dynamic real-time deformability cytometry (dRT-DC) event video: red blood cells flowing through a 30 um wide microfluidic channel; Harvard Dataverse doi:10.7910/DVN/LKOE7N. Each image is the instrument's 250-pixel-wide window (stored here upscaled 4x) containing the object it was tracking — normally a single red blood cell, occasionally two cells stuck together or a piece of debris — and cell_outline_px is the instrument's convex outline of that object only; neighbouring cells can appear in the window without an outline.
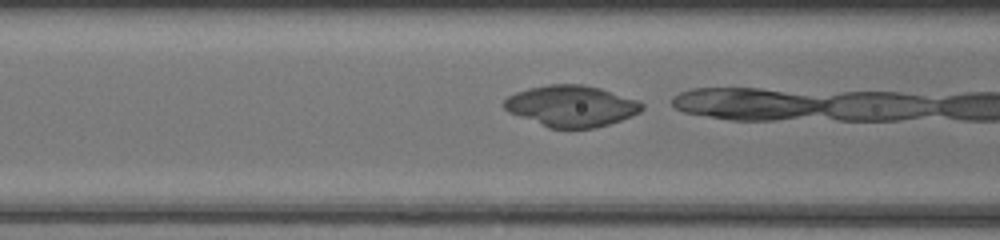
{"species": "common noctule bat (a hibernating species)", "species_latin": "Nyctalus noctula", "temperature_condition": "room temperature", "stored_images_in_passage": 19, "camera_frame_rate_fps": 3000, "um_per_image_px": 0.085, "animal": {"sex": "female", "body_mass_g": 20.0, "forearm_length_mm": 54.0}, "frame": {"image": 1, "passage_image": 17, "time_ms": 5.333, "image_size_px": [1000, 240], "cell_outline_px": [[644, 108], [640, 112], [632, 116], [596, 128], [548, 128], [508, 112], [500, 104], [508, 96], [516, 92], [528, 88], [548, 84], [584, 84], [600, 88], [640, 100], [644, 104]], "centroid_in_image_um": [48.56, 9.01], "position_along_channel_um": 118.0, "area_um2": 33.47}}